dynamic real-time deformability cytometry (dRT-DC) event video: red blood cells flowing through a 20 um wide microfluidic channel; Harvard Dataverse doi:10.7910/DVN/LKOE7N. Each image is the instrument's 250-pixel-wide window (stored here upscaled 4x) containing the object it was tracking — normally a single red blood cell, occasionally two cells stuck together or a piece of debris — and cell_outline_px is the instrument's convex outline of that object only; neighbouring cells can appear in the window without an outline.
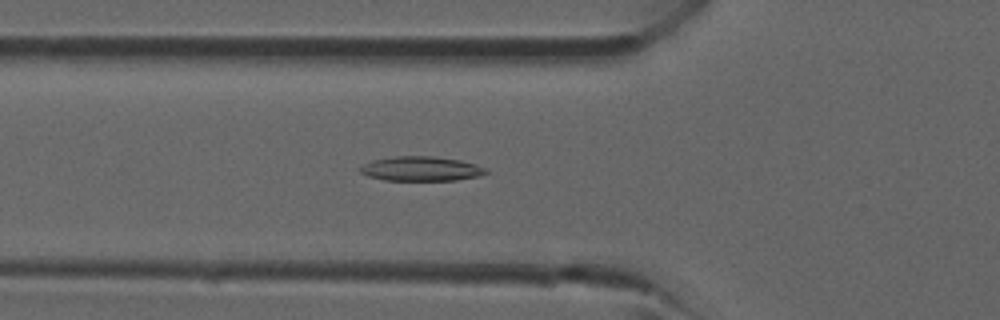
{"species": "common noctule bat (a hibernating species)", "species_latin": "Nyctalus noctula", "temperature_condition": "room temperature", "stored_images_in_passage": 39, "camera_frame_rate_fps": 3000, "um_per_image_px": 0.085, "animal": {"sex": "male", "forearm_length_mm": 52.5}, "frame": {"image": 1, "passage_image": 13, "time_ms": 4.0, "image_size_px": [1000, 320], "cell_outline_px": [[488, 172], [480, 176], [456, 180], [384, 180], [368, 176], [360, 172], [356, 168], [372, 160], [396, 156], [432, 156], [460, 160], [476, 164], [488, 168]], "centroid_in_image_um": [35.79, 14.34], "position_along_channel_um": 90.0, "area_um2": 18.09}}
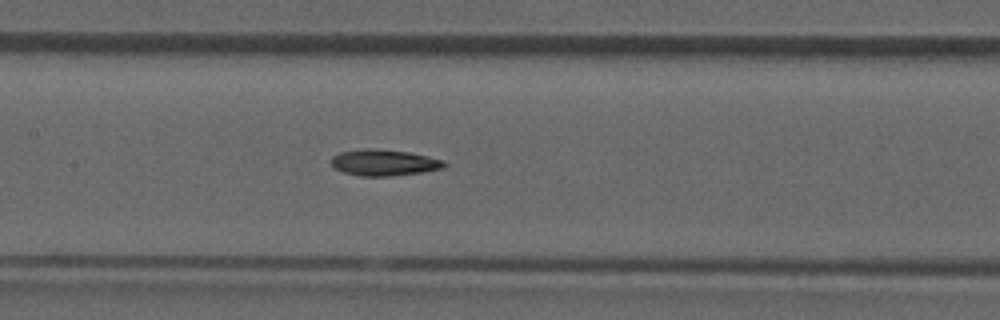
{"frame": {"image": 2, "passage_image": 18, "time_ms": 5.667, "image_size_px": [1000, 320], "cell_outline_px": [[448, 164], [444, 168], [424, 172], [392, 176], [360, 176], [344, 172], [336, 168], [332, 164], [332, 156], [340, 152], [364, 148], [372, 148], [408, 152], [428, 156], [444, 160]], "centroid_in_image_um": [32.69, 13.82], "position_along_channel_um": 174.7, "area_um2": 17.34}}
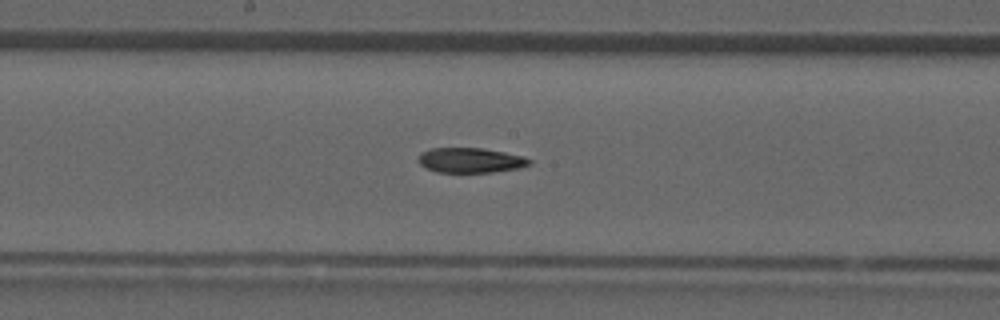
{"frame": {"image": 3, "passage_image": 20, "time_ms": 6.333, "image_size_px": [1000, 320], "cell_outline_px": [[532, 164], [520, 168], [492, 172], [436, 172], [420, 164], [420, 152], [432, 148], [480, 148], [504, 152], [524, 156], [532, 160]], "centroid_in_image_um": [40.04, 13.62], "position_along_channel_um": 208.2, "area_um2": 16.07}}